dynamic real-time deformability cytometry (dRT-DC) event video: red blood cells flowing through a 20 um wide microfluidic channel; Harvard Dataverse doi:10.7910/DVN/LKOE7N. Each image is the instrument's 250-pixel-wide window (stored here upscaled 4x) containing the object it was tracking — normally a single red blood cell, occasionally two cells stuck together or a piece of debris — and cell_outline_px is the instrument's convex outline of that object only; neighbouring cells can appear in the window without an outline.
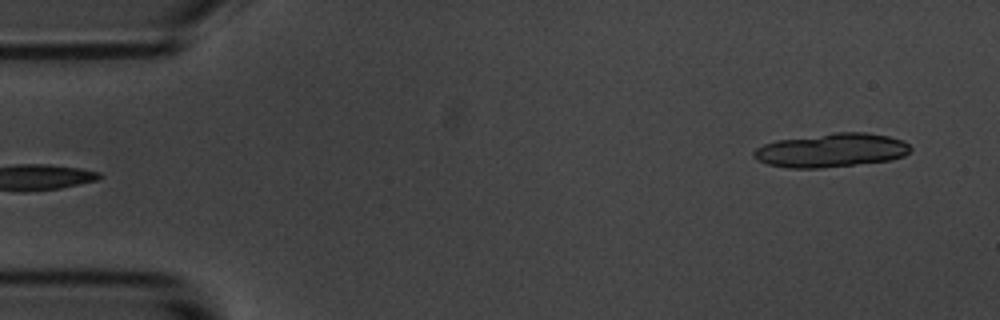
{"species": "common noctule bat (a hibernating species)", "species_latin": "Nyctalus noctula", "temperature_condition": "room temperature", "stored_images_in_passage": 5, "segment_of_instrument_passage": [2, 2], "camera_frame_rate_fps": 3000, "um_per_image_px": 0.085, "animal": {"sex": "male", "body_mass_g": 20.1, "forearm_length_mm": 53.5}, "frame": {"image": 1, "passage_image": 5, "time_ms": 4.333, "image_size_px": [1000, 320], "cell_outline_px": [[912, 148], [904, 156], [888, 160], [820, 168], [788, 168], [768, 164], [756, 160], [752, 156], [752, 152], [756, 148], [764, 144], [776, 140], [836, 132], [864, 132], [888, 136], [904, 140]], "centroid_in_image_um": [70.63, 12.76], "position_along_channel_um": 14.4, "area_um2": 30.81}}